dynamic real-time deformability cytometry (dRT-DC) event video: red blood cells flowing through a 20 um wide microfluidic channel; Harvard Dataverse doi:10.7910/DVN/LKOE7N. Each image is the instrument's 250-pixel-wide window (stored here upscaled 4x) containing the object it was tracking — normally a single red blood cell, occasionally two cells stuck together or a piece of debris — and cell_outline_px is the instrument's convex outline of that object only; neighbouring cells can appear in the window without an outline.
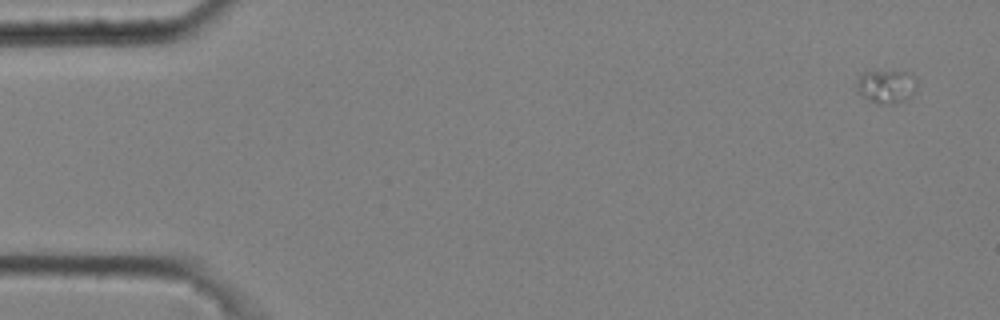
{"species": "common noctule bat (a hibernating species)", "species_latin": "Nyctalus noctula", "temperature_condition": "cold", "stored_images_in_passage": 5, "camera_frame_rate_fps": 3000, "um_per_image_px": 0.085, "animal": {"sex": "male", "body_mass_g": 20.4}, "frame": {"image": 1, "passage_image": 1, "time_ms": 0.0, "image_size_px": [1000, 320], "cell_outline_px": [[916, 88], [912, 96], [904, 100], [892, 104], [880, 104], [864, 96], [856, 88], [856, 84], [860, 76], [864, 72], [908, 72], [916, 76]], "centroid_in_image_um": [75.39, 7.35], "position_along_channel_um": 9.6, "area_um2": 11.44}}